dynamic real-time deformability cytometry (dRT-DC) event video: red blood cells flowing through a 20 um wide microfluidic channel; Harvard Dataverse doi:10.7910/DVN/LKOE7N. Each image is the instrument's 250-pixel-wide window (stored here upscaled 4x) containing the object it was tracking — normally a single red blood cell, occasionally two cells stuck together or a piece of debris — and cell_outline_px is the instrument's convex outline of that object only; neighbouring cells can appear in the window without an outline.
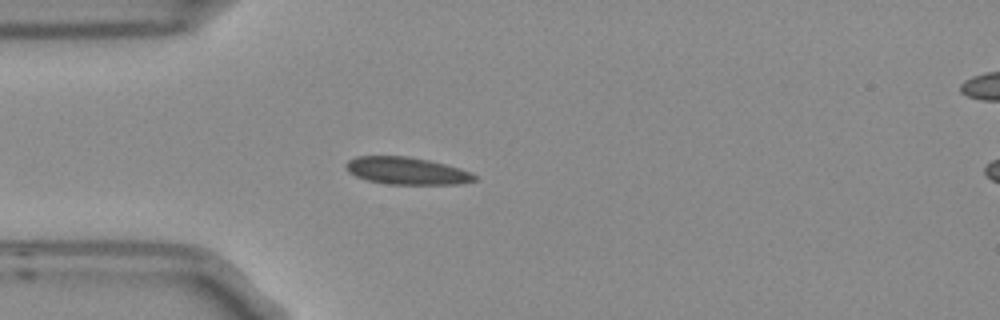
{"species": "Egyptian fruit bat (a non-hibernating species)", "species_latin": "Rousettus aegyptiacus", "temperature_condition": "room temperature", "stored_images_in_passage": 2, "camera_frame_rate_fps": 3000, "um_per_image_px": 0.085, "frame": {"image": 1, "passage_image": 2, "time_ms": 0.333, "image_size_px": [1000, 320], "cell_outline_px": [[476, 180], [464, 184], [388, 184], [368, 180], [356, 176], [348, 172], [344, 164], [348, 160], [356, 156], [408, 156], [428, 160], [460, 168], [472, 172], [476, 176]], "centroid_in_image_um": [34.57, 14.52], "position_along_channel_um": 50.4, "area_um2": 20.52}}